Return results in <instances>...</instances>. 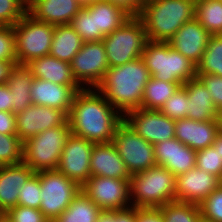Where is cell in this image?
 <instances>
[{"label":"cell","mask_w":222,"mask_h":222,"mask_svg":"<svg viewBox=\"0 0 222 222\" xmlns=\"http://www.w3.org/2000/svg\"><path fill=\"white\" fill-rule=\"evenodd\" d=\"M179 86L180 83L165 82L150 77L145 85L141 108L160 110Z\"/></svg>","instance_id":"30"},{"label":"cell","mask_w":222,"mask_h":222,"mask_svg":"<svg viewBox=\"0 0 222 222\" xmlns=\"http://www.w3.org/2000/svg\"><path fill=\"white\" fill-rule=\"evenodd\" d=\"M82 7L79 0H30L27 13L38 21L64 25L70 24Z\"/></svg>","instance_id":"20"},{"label":"cell","mask_w":222,"mask_h":222,"mask_svg":"<svg viewBox=\"0 0 222 222\" xmlns=\"http://www.w3.org/2000/svg\"><path fill=\"white\" fill-rule=\"evenodd\" d=\"M34 173L24 162L0 166V211L3 214L17 206L20 188Z\"/></svg>","instance_id":"23"},{"label":"cell","mask_w":222,"mask_h":222,"mask_svg":"<svg viewBox=\"0 0 222 222\" xmlns=\"http://www.w3.org/2000/svg\"><path fill=\"white\" fill-rule=\"evenodd\" d=\"M68 116L61 110L41 105H30L16 113V135L22 142L44 130L63 126Z\"/></svg>","instance_id":"15"},{"label":"cell","mask_w":222,"mask_h":222,"mask_svg":"<svg viewBox=\"0 0 222 222\" xmlns=\"http://www.w3.org/2000/svg\"><path fill=\"white\" fill-rule=\"evenodd\" d=\"M3 218L7 222H51L39 209L21 205L9 209Z\"/></svg>","instance_id":"41"},{"label":"cell","mask_w":222,"mask_h":222,"mask_svg":"<svg viewBox=\"0 0 222 222\" xmlns=\"http://www.w3.org/2000/svg\"><path fill=\"white\" fill-rule=\"evenodd\" d=\"M130 196L135 198L132 207L160 208L176 201V177L165 167L156 164L131 175Z\"/></svg>","instance_id":"4"},{"label":"cell","mask_w":222,"mask_h":222,"mask_svg":"<svg viewBox=\"0 0 222 222\" xmlns=\"http://www.w3.org/2000/svg\"><path fill=\"white\" fill-rule=\"evenodd\" d=\"M34 78L66 86H80L75 80L70 63L45 55L25 65Z\"/></svg>","instance_id":"24"},{"label":"cell","mask_w":222,"mask_h":222,"mask_svg":"<svg viewBox=\"0 0 222 222\" xmlns=\"http://www.w3.org/2000/svg\"><path fill=\"white\" fill-rule=\"evenodd\" d=\"M71 134L68 121L63 126L40 132L23 142V162L35 173L56 170L62 150Z\"/></svg>","instance_id":"6"},{"label":"cell","mask_w":222,"mask_h":222,"mask_svg":"<svg viewBox=\"0 0 222 222\" xmlns=\"http://www.w3.org/2000/svg\"><path fill=\"white\" fill-rule=\"evenodd\" d=\"M102 210L82 190L53 222H96Z\"/></svg>","instance_id":"29"},{"label":"cell","mask_w":222,"mask_h":222,"mask_svg":"<svg viewBox=\"0 0 222 222\" xmlns=\"http://www.w3.org/2000/svg\"><path fill=\"white\" fill-rule=\"evenodd\" d=\"M26 13L24 0H0V26H14Z\"/></svg>","instance_id":"38"},{"label":"cell","mask_w":222,"mask_h":222,"mask_svg":"<svg viewBox=\"0 0 222 222\" xmlns=\"http://www.w3.org/2000/svg\"><path fill=\"white\" fill-rule=\"evenodd\" d=\"M222 157V133H218L215 142L212 145Z\"/></svg>","instance_id":"51"},{"label":"cell","mask_w":222,"mask_h":222,"mask_svg":"<svg viewBox=\"0 0 222 222\" xmlns=\"http://www.w3.org/2000/svg\"><path fill=\"white\" fill-rule=\"evenodd\" d=\"M23 142L17 135L0 134V166L23 162Z\"/></svg>","instance_id":"34"},{"label":"cell","mask_w":222,"mask_h":222,"mask_svg":"<svg viewBox=\"0 0 222 222\" xmlns=\"http://www.w3.org/2000/svg\"><path fill=\"white\" fill-rule=\"evenodd\" d=\"M3 219V213L0 211V221Z\"/></svg>","instance_id":"55"},{"label":"cell","mask_w":222,"mask_h":222,"mask_svg":"<svg viewBox=\"0 0 222 222\" xmlns=\"http://www.w3.org/2000/svg\"><path fill=\"white\" fill-rule=\"evenodd\" d=\"M123 120L153 145L175 138V120L163 115L160 110L138 108L126 113Z\"/></svg>","instance_id":"14"},{"label":"cell","mask_w":222,"mask_h":222,"mask_svg":"<svg viewBox=\"0 0 222 222\" xmlns=\"http://www.w3.org/2000/svg\"><path fill=\"white\" fill-rule=\"evenodd\" d=\"M96 222H115V210H102Z\"/></svg>","instance_id":"50"},{"label":"cell","mask_w":222,"mask_h":222,"mask_svg":"<svg viewBox=\"0 0 222 222\" xmlns=\"http://www.w3.org/2000/svg\"><path fill=\"white\" fill-rule=\"evenodd\" d=\"M82 89L81 86L54 84L50 81L34 78L31 84V102L33 105L61 110L68 116L74 96Z\"/></svg>","instance_id":"18"},{"label":"cell","mask_w":222,"mask_h":222,"mask_svg":"<svg viewBox=\"0 0 222 222\" xmlns=\"http://www.w3.org/2000/svg\"><path fill=\"white\" fill-rule=\"evenodd\" d=\"M102 41L110 68L140 58L148 38L141 19L137 15H132Z\"/></svg>","instance_id":"7"},{"label":"cell","mask_w":222,"mask_h":222,"mask_svg":"<svg viewBox=\"0 0 222 222\" xmlns=\"http://www.w3.org/2000/svg\"><path fill=\"white\" fill-rule=\"evenodd\" d=\"M70 25L83 42L102 41L104 38L101 33H95L94 16L84 5L72 19Z\"/></svg>","instance_id":"35"},{"label":"cell","mask_w":222,"mask_h":222,"mask_svg":"<svg viewBox=\"0 0 222 222\" xmlns=\"http://www.w3.org/2000/svg\"><path fill=\"white\" fill-rule=\"evenodd\" d=\"M115 222H137V208L115 210Z\"/></svg>","instance_id":"48"},{"label":"cell","mask_w":222,"mask_h":222,"mask_svg":"<svg viewBox=\"0 0 222 222\" xmlns=\"http://www.w3.org/2000/svg\"><path fill=\"white\" fill-rule=\"evenodd\" d=\"M55 25L35 20L26 13L14 26L17 65L50 54Z\"/></svg>","instance_id":"8"},{"label":"cell","mask_w":222,"mask_h":222,"mask_svg":"<svg viewBox=\"0 0 222 222\" xmlns=\"http://www.w3.org/2000/svg\"><path fill=\"white\" fill-rule=\"evenodd\" d=\"M196 73L222 76V34L211 35Z\"/></svg>","instance_id":"32"},{"label":"cell","mask_w":222,"mask_h":222,"mask_svg":"<svg viewBox=\"0 0 222 222\" xmlns=\"http://www.w3.org/2000/svg\"><path fill=\"white\" fill-rule=\"evenodd\" d=\"M77 83L97 88L109 69L103 41L83 42L82 48L70 62Z\"/></svg>","instance_id":"13"},{"label":"cell","mask_w":222,"mask_h":222,"mask_svg":"<svg viewBox=\"0 0 222 222\" xmlns=\"http://www.w3.org/2000/svg\"><path fill=\"white\" fill-rule=\"evenodd\" d=\"M188 103L186 88L184 85H181L171 98L166 101L160 111L172 120L184 119L188 115Z\"/></svg>","instance_id":"36"},{"label":"cell","mask_w":222,"mask_h":222,"mask_svg":"<svg viewBox=\"0 0 222 222\" xmlns=\"http://www.w3.org/2000/svg\"><path fill=\"white\" fill-rule=\"evenodd\" d=\"M217 122H218L219 133H222V110L218 111Z\"/></svg>","instance_id":"52"},{"label":"cell","mask_w":222,"mask_h":222,"mask_svg":"<svg viewBox=\"0 0 222 222\" xmlns=\"http://www.w3.org/2000/svg\"><path fill=\"white\" fill-rule=\"evenodd\" d=\"M151 75L143 59L137 58L124 65L110 67L101 83L98 92L121 112L128 113L142 107L146 83Z\"/></svg>","instance_id":"2"},{"label":"cell","mask_w":222,"mask_h":222,"mask_svg":"<svg viewBox=\"0 0 222 222\" xmlns=\"http://www.w3.org/2000/svg\"><path fill=\"white\" fill-rule=\"evenodd\" d=\"M219 186L218 177L194 167L176 176V201L200 205Z\"/></svg>","instance_id":"16"},{"label":"cell","mask_w":222,"mask_h":222,"mask_svg":"<svg viewBox=\"0 0 222 222\" xmlns=\"http://www.w3.org/2000/svg\"><path fill=\"white\" fill-rule=\"evenodd\" d=\"M112 143L130 175L156 165L153 144L136 134L124 120L117 126Z\"/></svg>","instance_id":"10"},{"label":"cell","mask_w":222,"mask_h":222,"mask_svg":"<svg viewBox=\"0 0 222 222\" xmlns=\"http://www.w3.org/2000/svg\"><path fill=\"white\" fill-rule=\"evenodd\" d=\"M183 85L189 100L187 118L195 121H217L218 110L202 81L196 77Z\"/></svg>","instance_id":"25"},{"label":"cell","mask_w":222,"mask_h":222,"mask_svg":"<svg viewBox=\"0 0 222 222\" xmlns=\"http://www.w3.org/2000/svg\"><path fill=\"white\" fill-rule=\"evenodd\" d=\"M41 188L40 211L55 221L81 191V186L61 174L58 170L37 172Z\"/></svg>","instance_id":"9"},{"label":"cell","mask_w":222,"mask_h":222,"mask_svg":"<svg viewBox=\"0 0 222 222\" xmlns=\"http://www.w3.org/2000/svg\"><path fill=\"white\" fill-rule=\"evenodd\" d=\"M82 45V38L70 24L55 25L50 50L51 56L70 63Z\"/></svg>","instance_id":"28"},{"label":"cell","mask_w":222,"mask_h":222,"mask_svg":"<svg viewBox=\"0 0 222 222\" xmlns=\"http://www.w3.org/2000/svg\"><path fill=\"white\" fill-rule=\"evenodd\" d=\"M0 222H7L4 218Z\"/></svg>","instance_id":"56"},{"label":"cell","mask_w":222,"mask_h":222,"mask_svg":"<svg viewBox=\"0 0 222 222\" xmlns=\"http://www.w3.org/2000/svg\"><path fill=\"white\" fill-rule=\"evenodd\" d=\"M0 111L13 112V99L7 84H0Z\"/></svg>","instance_id":"47"},{"label":"cell","mask_w":222,"mask_h":222,"mask_svg":"<svg viewBox=\"0 0 222 222\" xmlns=\"http://www.w3.org/2000/svg\"><path fill=\"white\" fill-rule=\"evenodd\" d=\"M83 5H85V4H88V3H91V2H93V1H95V0H79Z\"/></svg>","instance_id":"53"},{"label":"cell","mask_w":222,"mask_h":222,"mask_svg":"<svg viewBox=\"0 0 222 222\" xmlns=\"http://www.w3.org/2000/svg\"><path fill=\"white\" fill-rule=\"evenodd\" d=\"M123 7L131 15H138L145 0H107Z\"/></svg>","instance_id":"46"},{"label":"cell","mask_w":222,"mask_h":222,"mask_svg":"<svg viewBox=\"0 0 222 222\" xmlns=\"http://www.w3.org/2000/svg\"><path fill=\"white\" fill-rule=\"evenodd\" d=\"M91 177L103 176L130 180L122 158L112 142L95 143L91 153L90 161Z\"/></svg>","instance_id":"22"},{"label":"cell","mask_w":222,"mask_h":222,"mask_svg":"<svg viewBox=\"0 0 222 222\" xmlns=\"http://www.w3.org/2000/svg\"><path fill=\"white\" fill-rule=\"evenodd\" d=\"M219 181H220V187L222 188V175H221Z\"/></svg>","instance_id":"54"},{"label":"cell","mask_w":222,"mask_h":222,"mask_svg":"<svg viewBox=\"0 0 222 222\" xmlns=\"http://www.w3.org/2000/svg\"><path fill=\"white\" fill-rule=\"evenodd\" d=\"M195 13L196 0H145L137 16L148 40L168 42Z\"/></svg>","instance_id":"3"},{"label":"cell","mask_w":222,"mask_h":222,"mask_svg":"<svg viewBox=\"0 0 222 222\" xmlns=\"http://www.w3.org/2000/svg\"><path fill=\"white\" fill-rule=\"evenodd\" d=\"M15 64L11 61H0V84H6L10 76V71Z\"/></svg>","instance_id":"49"},{"label":"cell","mask_w":222,"mask_h":222,"mask_svg":"<svg viewBox=\"0 0 222 222\" xmlns=\"http://www.w3.org/2000/svg\"><path fill=\"white\" fill-rule=\"evenodd\" d=\"M0 61H11L17 65L13 26H0Z\"/></svg>","instance_id":"42"},{"label":"cell","mask_w":222,"mask_h":222,"mask_svg":"<svg viewBox=\"0 0 222 222\" xmlns=\"http://www.w3.org/2000/svg\"><path fill=\"white\" fill-rule=\"evenodd\" d=\"M137 222H164L159 208H137Z\"/></svg>","instance_id":"45"},{"label":"cell","mask_w":222,"mask_h":222,"mask_svg":"<svg viewBox=\"0 0 222 222\" xmlns=\"http://www.w3.org/2000/svg\"><path fill=\"white\" fill-rule=\"evenodd\" d=\"M40 180L37 172L20 188L17 205L40 209Z\"/></svg>","instance_id":"39"},{"label":"cell","mask_w":222,"mask_h":222,"mask_svg":"<svg viewBox=\"0 0 222 222\" xmlns=\"http://www.w3.org/2000/svg\"><path fill=\"white\" fill-rule=\"evenodd\" d=\"M84 6L94 16L95 33H101L104 37L132 16L123 7L107 0H95Z\"/></svg>","instance_id":"26"},{"label":"cell","mask_w":222,"mask_h":222,"mask_svg":"<svg viewBox=\"0 0 222 222\" xmlns=\"http://www.w3.org/2000/svg\"><path fill=\"white\" fill-rule=\"evenodd\" d=\"M0 134L16 135V114L0 111Z\"/></svg>","instance_id":"44"},{"label":"cell","mask_w":222,"mask_h":222,"mask_svg":"<svg viewBox=\"0 0 222 222\" xmlns=\"http://www.w3.org/2000/svg\"><path fill=\"white\" fill-rule=\"evenodd\" d=\"M164 222H200L201 212L197 204L172 201L160 208Z\"/></svg>","instance_id":"33"},{"label":"cell","mask_w":222,"mask_h":222,"mask_svg":"<svg viewBox=\"0 0 222 222\" xmlns=\"http://www.w3.org/2000/svg\"><path fill=\"white\" fill-rule=\"evenodd\" d=\"M94 144L71 133L56 170L82 187L91 178L90 161Z\"/></svg>","instance_id":"11"},{"label":"cell","mask_w":222,"mask_h":222,"mask_svg":"<svg viewBox=\"0 0 222 222\" xmlns=\"http://www.w3.org/2000/svg\"><path fill=\"white\" fill-rule=\"evenodd\" d=\"M96 93L89 88L76 93L68 114L69 128L72 134L94 143L112 142L123 117L103 94Z\"/></svg>","instance_id":"1"},{"label":"cell","mask_w":222,"mask_h":222,"mask_svg":"<svg viewBox=\"0 0 222 222\" xmlns=\"http://www.w3.org/2000/svg\"><path fill=\"white\" fill-rule=\"evenodd\" d=\"M218 133L217 121H195L188 118L175 121V138L195 151L212 146Z\"/></svg>","instance_id":"21"},{"label":"cell","mask_w":222,"mask_h":222,"mask_svg":"<svg viewBox=\"0 0 222 222\" xmlns=\"http://www.w3.org/2000/svg\"><path fill=\"white\" fill-rule=\"evenodd\" d=\"M195 18L211 34H222V1L196 0Z\"/></svg>","instance_id":"31"},{"label":"cell","mask_w":222,"mask_h":222,"mask_svg":"<svg viewBox=\"0 0 222 222\" xmlns=\"http://www.w3.org/2000/svg\"><path fill=\"white\" fill-rule=\"evenodd\" d=\"M197 77L212 96V101L218 111L222 110V76L213 74H197Z\"/></svg>","instance_id":"43"},{"label":"cell","mask_w":222,"mask_h":222,"mask_svg":"<svg viewBox=\"0 0 222 222\" xmlns=\"http://www.w3.org/2000/svg\"><path fill=\"white\" fill-rule=\"evenodd\" d=\"M201 217L208 222H222V188L219 186L200 205Z\"/></svg>","instance_id":"40"},{"label":"cell","mask_w":222,"mask_h":222,"mask_svg":"<svg viewBox=\"0 0 222 222\" xmlns=\"http://www.w3.org/2000/svg\"><path fill=\"white\" fill-rule=\"evenodd\" d=\"M33 80V75L25 65H15L10 71L6 84L13 99V113L16 114L32 105L30 92Z\"/></svg>","instance_id":"27"},{"label":"cell","mask_w":222,"mask_h":222,"mask_svg":"<svg viewBox=\"0 0 222 222\" xmlns=\"http://www.w3.org/2000/svg\"><path fill=\"white\" fill-rule=\"evenodd\" d=\"M141 58L151 77L183 85L196 78V65L174 50L169 42L148 40Z\"/></svg>","instance_id":"5"},{"label":"cell","mask_w":222,"mask_h":222,"mask_svg":"<svg viewBox=\"0 0 222 222\" xmlns=\"http://www.w3.org/2000/svg\"><path fill=\"white\" fill-rule=\"evenodd\" d=\"M206 173L220 179L222 175V157L213 146L196 151V166Z\"/></svg>","instance_id":"37"},{"label":"cell","mask_w":222,"mask_h":222,"mask_svg":"<svg viewBox=\"0 0 222 222\" xmlns=\"http://www.w3.org/2000/svg\"><path fill=\"white\" fill-rule=\"evenodd\" d=\"M91 201L101 210H121L129 208L130 180L103 176L91 177L82 187Z\"/></svg>","instance_id":"12"},{"label":"cell","mask_w":222,"mask_h":222,"mask_svg":"<svg viewBox=\"0 0 222 222\" xmlns=\"http://www.w3.org/2000/svg\"><path fill=\"white\" fill-rule=\"evenodd\" d=\"M211 34L194 18L184 25L168 41L170 46L197 65L207 47Z\"/></svg>","instance_id":"17"},{"label":"cell","mask_w":222,"mask_h":222,"mask_svg":"<svg viewBox=\"0 0 222 222\" xmlns=\"http://www.w3.org/2000/svg\"><path fill=\"white\" fill-rule=\"evenodd\" d=\"M154 146L155 162L169 170L175 177L196 166V151L172 138Z\"/></svg>","instance_id":"19"}]
</instances>
